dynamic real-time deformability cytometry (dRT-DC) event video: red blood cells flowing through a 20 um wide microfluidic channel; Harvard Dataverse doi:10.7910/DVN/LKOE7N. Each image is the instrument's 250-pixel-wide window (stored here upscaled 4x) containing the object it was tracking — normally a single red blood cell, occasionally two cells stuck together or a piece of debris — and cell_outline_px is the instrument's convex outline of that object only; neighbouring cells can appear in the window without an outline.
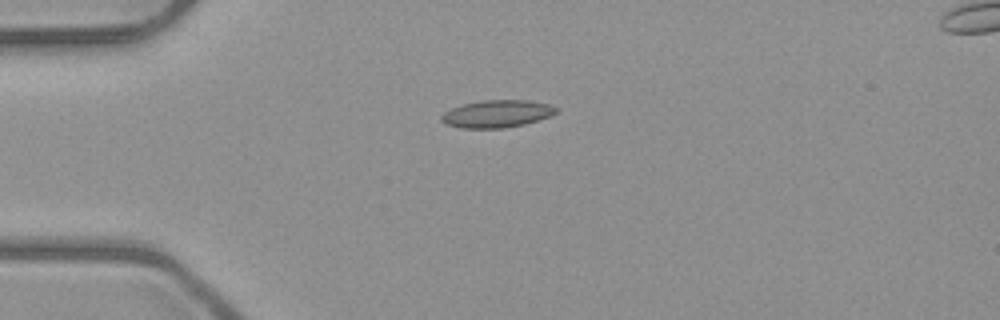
{"species": "common noctule bat (a hibernating species)", "species_latin": "Nyctalus noctula", "temperature_condition": "room temperature", "stored_images_in_passage": 6, "camera_frame_rate_fps": 3000, "um_per_image_px": 0.085, "animal": {"sex": "male", "body_mass_g": 23.1, "forearm_length_mm": 52.7}, "frame": {"image": 1, "passage_image": 4, "time_ms": 3.333, "image_size_px": [1000, 320], "cell_outline_px": [[556, 112], [548, 116], [524, 124], [504, 128], [460, 128], [448, 124], [440, 120], [440, 116], [444, 112], [452, 108], [464, 104], [484, 100], [528, 100], [548, 104], [556, 108]], "centroid_in_image_um": [42.19, 9.67], "position_along_channel_um": 42.8, "area_um2": 18.03}}
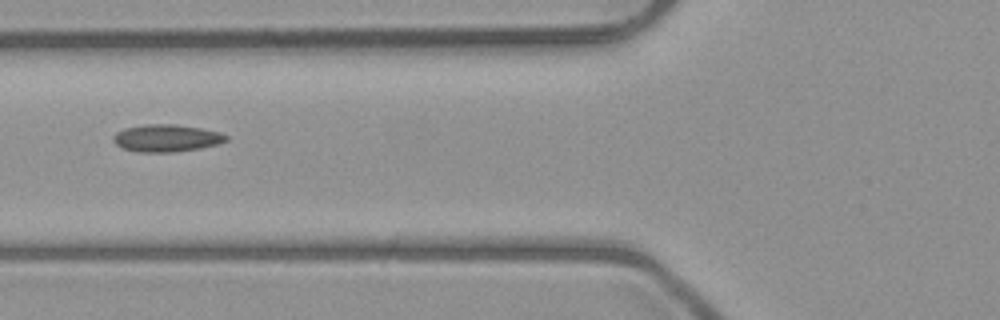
{"frame": {"image": 2, "passage_image": 6, "time_ms": 5.667, "image_size_px": [1000, 320], "cell_outline_px": [[228, 140], [216, 144], [200, 148], [172, 152], [140, 152], [124, 148], [116, 144], [112, 140], [112, 136], [116, 132], [124, 128], [148, 124], [176, 124], [200, 128], [220, 132], [228, 136]], "centroid_in_image_um": [14.14, 11.73], "position_along_channel_um": 111.7, "area_um2": 17.86}}